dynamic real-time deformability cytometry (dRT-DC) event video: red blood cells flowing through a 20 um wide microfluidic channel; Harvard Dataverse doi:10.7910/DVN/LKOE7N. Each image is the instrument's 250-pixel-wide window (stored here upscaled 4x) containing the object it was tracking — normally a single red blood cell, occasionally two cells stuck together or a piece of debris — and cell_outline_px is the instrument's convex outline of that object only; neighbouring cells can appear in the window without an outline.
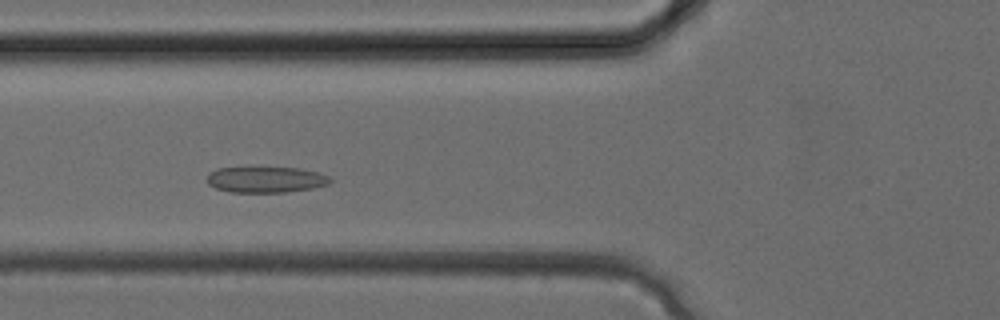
{"species": "common noctule bat (a hibernating species)", "species_latin": "Nyctalus noctula", "temperature_condition": "cold", "stored_images_in_passage": 28, "camera_frame_rate_fps": 3000, "um_per_image_px": 0.085, "animal": {"sex": "female", "body_mass_g": 24.6, "forearm_length_mm": 56.2}, "frame": {"image": 1, "passage_image": 8, "time_ms": 2.333, "image_size_px": [1000, 320], "cell_outline_px": [[332, 180], [328, 184], [312, 188], [284, 192], [228, 192], [216, 188], [208, 184], [208, 172], [216, 168], [252, 164], [300, 168], [320, 172], [328, 176]], "centroid_in_image_um": [22.54, 15.2], "position_along_channel_um": 103.3, "area_um2": 19.77}}
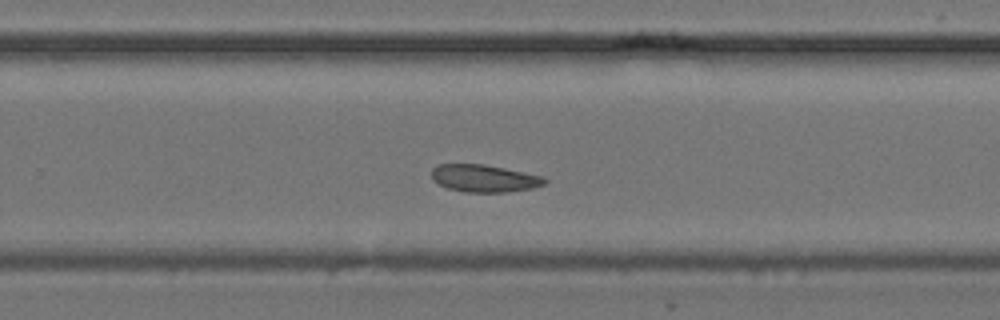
{"frame": {"image": 2, "passage_image": 17, "time_ms": 5.333, "image_size_px": [1000, 320], "cell_outline_px": [[548, 180], [544, 184], [532, 188], [504, 192], [464, 192], [448, 188], [432, 180], [432, 168], [440, 164], [484, 164], [544, 176]], "centroid_in_image_um": [41.16, 15.15], "position_along_channel_um": 288.6, "area_um2": 17.98}}
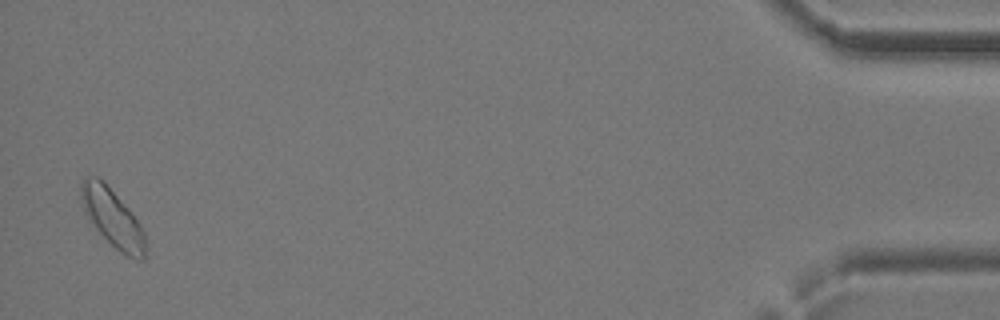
{"frame": {"image": 3, "passage_image": 28, "time_ms": 9.0, "image_size_px": [1000, 320], "cell_outline_px": [[144, 260], [136, 260], [120, 252], [88, 220], [80, 204], [80, 184], [84, 176], [100, 176], [104, 180], [132, 212], [140, 224], [144, 232]], "centroid_in_image_um": [9.51, 18.45], "position_along_channel_um": 425.7, "area_um2": 21.91}}